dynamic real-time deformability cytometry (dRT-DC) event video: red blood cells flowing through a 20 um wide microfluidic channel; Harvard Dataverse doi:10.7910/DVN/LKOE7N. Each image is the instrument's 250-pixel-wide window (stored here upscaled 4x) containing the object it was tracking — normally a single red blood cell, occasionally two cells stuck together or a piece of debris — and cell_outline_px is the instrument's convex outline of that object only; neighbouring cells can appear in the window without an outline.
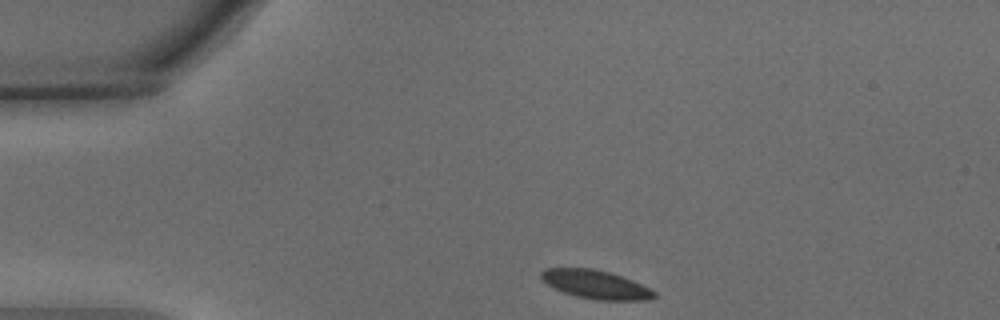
{"species": "common noctule bat (a hibernating species)", "species_latin": "Nyctalus noctula", "temperature_condition": "warm", "stored_images_in_passage": 35, "camera_frame_rate_fps": 3000, "um_per_image_px": 0.085, "animal": {"sex": "male", "body_mass_g": 15.6}, "frame": {"image": 1, "passage_image": 1, "time_ms": 0.0, "image_size_px": [1000, 320], "cell_outline_px": [[656, 296], [644, 300], [600, 300], [576, 296], [564, 292], [548, 284], [540, 276], [540, 272], [544, 268], [592, 268], [608, 272], [632, 280], [656, 292]], "centroid_in_image_um": [50.62, 24.17], "position_along_channel_um": 34.4, "area_um2": 18.44}}
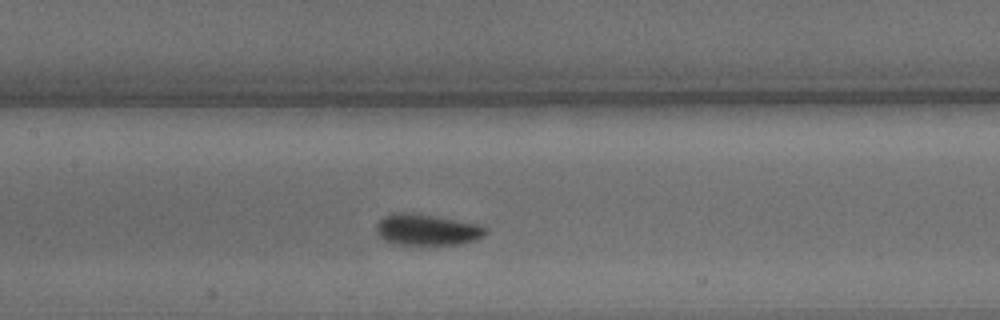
{"frame": {"image": 2, "passage_image": 16, "time_ms": 5.0, "image_size_px": [1000, 320], "cell_outline_px": [[488, 232], [484, 236], [476, 240], [460, 244], [392, 244], [384, 240], [376, 232], [376, 224], [384, 216], [392, 212], [400, 212], [436, 216], [480, 224], [488, 228]], "centroid_in_image_um": [36.31, 19.52], "position_along_channel_um": 171.1, "area_um2": 20.0}}
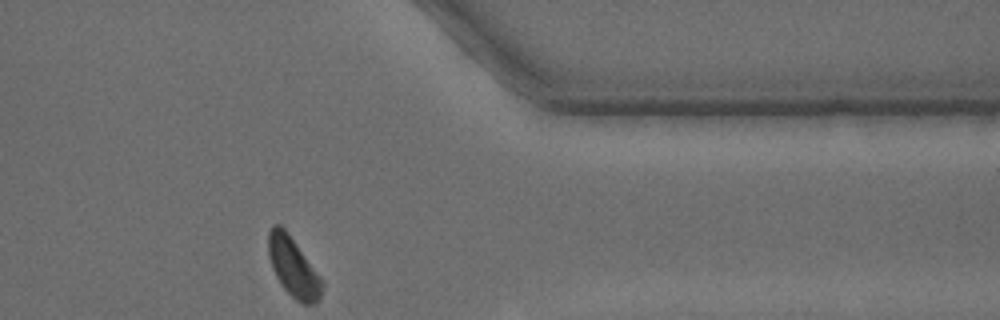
{"frame": {"image": 3, "passage_image": 35, "time_ms": 11.333, "image_size_px": [1000, 320], "cell_outline_px": [[324, 288], [320, 300], [316, 304], [304, 304], [296, 300], [280, 284], [272, 268], [268, 256], [268, 232], [272, 224], [280, 224], [284, 228], [324, 280]], "centroid_in_image_um": [24.95, 22.73], "position_along_channel_um": 386.5, "area_um2": 18.84}, "authors_computed_cell_mechanics": {"area_um2": 19.5364, "velocity_mm_per_s": 3.624, "shape_relaxation_time_tau1_ms": 9.2981, "shape_relaxation_time_tau2_ms": null, "deformation_change_tau1": 0.2159, "deformation_change_tau2": null}}